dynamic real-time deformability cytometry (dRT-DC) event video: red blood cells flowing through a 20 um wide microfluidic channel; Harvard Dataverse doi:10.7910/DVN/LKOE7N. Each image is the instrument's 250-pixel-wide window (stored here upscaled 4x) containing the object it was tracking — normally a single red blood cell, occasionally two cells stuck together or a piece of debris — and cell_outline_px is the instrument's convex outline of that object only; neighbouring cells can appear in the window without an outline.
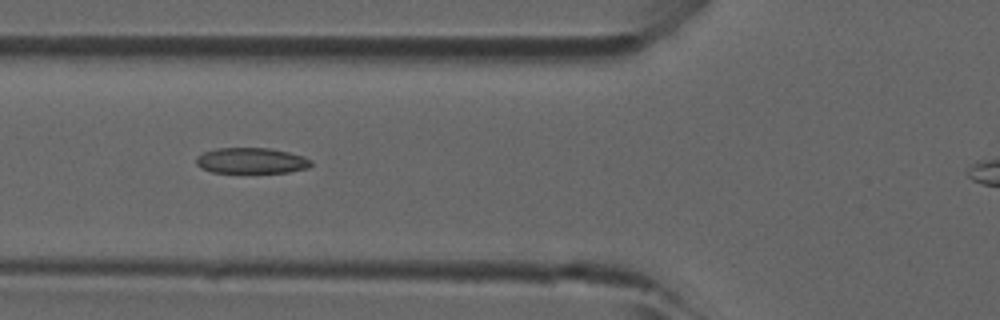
{"species": "common noctule bat (a hibernating species)", "species_latin": "Nyctalus noctula", "temperature_condition": "room temperature", "stored_images_in_passage": 31, "camera_frame_rate_fps": 3000, "um_per_image_px": 0.085, "animal": {"sex": "male", "forearm_length_mm": 52.5}, "frame": {"image": 1, "passage_image": 8, "time_ms": 2.333, "image_size_px": [1000, 320], "cell_outline_px": [[312, 164], [308, 168], [288, 172], [212, 172], [200, 168], [196, 164], [196, 156], [204, 152], [216, 148], [268, 148], [288, 152], [304, 156], [312, 160]], "centroid_in_image_um": [21.36, 13.65], "position_along_channel_um": 104.4, "area_um2": 17.22}}
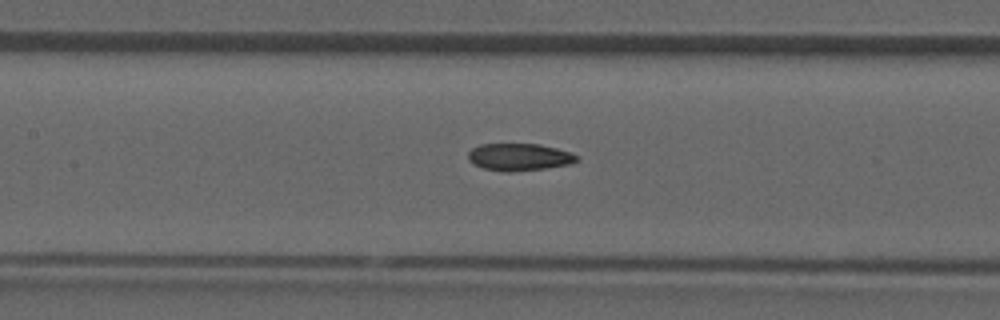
{"frame": {"image": 2, "passage_image": 12, "time_ms": 3.667, "image_size_px": [1000, 320], "cell_outline_px": [[580, 160], [572, 164], [544, 168], [508, 172], [504, 172], [484, 168], [472, 164], [468, 160], [468, 152], [472, 148], [480, 144], [540, 144], [572, 152], [580, 156]], "centroid_in_image_um": [44.16, 13.34], "position_along_channel_um": 163.2, "area_um2": 17.46}}